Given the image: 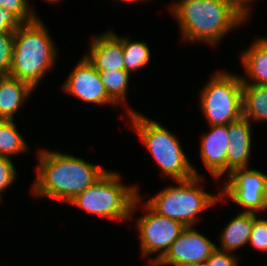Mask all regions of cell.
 Listing matches in <instances>:
<instances>
[{"label":"cell","mask_w":267,"mask_h":266,"mask_svg":"<svg viewBox=\"0 0 267 266\" xmlns=\"http://www.w3.org/2000/svg\"><path fill=\"white\" fill-rule=\"evenodd\" d=\"M16 177L17 173L12 160L8 157H0V200H2L1 193L16 180Z\"/></svg>","instance_id":"obj_25"},{"label":"cell","mask_w":267,"mask_h":266,"mask_svg":"<svg viewBox=\"0 0 267 266\" xmlns=\"http://www.w3.org/2000/svg\"><path fill=\"white\" fill-rule=\"evenodd\" d=\"M124 53V70L136 72L140 68L147 67L150 61V49L143 41H130L128 37H122Z\"/></svg>","instance_id":"obj_20"},{"label":"cell","mask_w":267,"mask_h":266,"mask_svg":"<svg viewBox=\"0 0 267 266\" xmlns=\"http://www.w3.org/2000/svg\"><path fill=\"white\" fill-rule=\"evenodd\" d=\"M89 50L85 57L97 70H124L121 36L112 31L95 36L91 39Z\"/></svg>","instance_id":"obj_13"},{"label":"cell","mask_w":267,"mask_h":266,"mask_svg":"<svg viewBox=\"0 0 267 266\" xmlns=\"http://www.w3.org/2000/svg\"><path fill=\"white\" fill-rule=\"evenodd\" d=\"M243 117L249 121H267V85H242Z\"/></svg>","instance_id":"obj_18"},{"label":"cell","mask_w":267,"mask_h":266,"mask_svg":"<svg viewBox=\"0 0 267 266\" xmlns=\"http://www.w3.org/2000/svg\"><path fill=\"white\" fill-rule=\"evenodd\" d=\"M203 177L177 181L178 185L169 186L157 193L146 203L158 215L181 222L185 227L194 226L199 221V212L215 205L223 197L206 193L199 184ZM200 181V183H199Z\"/></svg>","instance_id":"obj_6"},{"label":"cell","mask_w":267,"mask_h":266,"mask_svg":"<svg viewBox=\"0 0 267 266\" xmlns=\"http://www.w3.org/2000/svg\"><path fill=\"white\" fill-rule=\"evenodd\" d=\"M22 24L15 14L0 7V33H14Z\"/></svg>","instance_id":"obj_26"},{"label":"cell","mask_w":267,"mask_h":266,"mask_svg":"<svg viewBox=\"0 0 267 266\" xmlns=\"http://www.w3.org/2000/svg\"><path fill=\"white\" fill-rule=\"evenodd\" d=\"M39 17L14 31L12 65L9 75L34 89L55 64L57 49Z\"/></svg>","instance_id":"obj_3"},{"label":"cell","mask_w":267,"mask_h":266,"mask_svg":"<svg viewBox=\"0 0 267 266\" xmlns=\"http://www.w3.org/2000/svg\"><path fill=\"white\" fill-rule=\"evenodd\" d=\"M117 172L106 171L93 185L79 193L70 205H76L95 215L115 220L132 218L137 204L142 203L137 186L120 183Z\"/></svg>","instance_id":"obj_5"},{"label":"cell","mask_w":267,"mask_h":266,"mask_svg":"<svg viewBox=\"0 0 267 266\" xmlns=\"http://www.w3.org/2000/svg\"><path fill=\"white\" fill-rule=\"evenodd\" d=\"M108 96L116 103L126 100L130 73L125 70H98Z\"/></svg>","instance_id":"obj_21"},{"label":"cell","mask_w":267,"mask_h":266,"mask_svg":"<svg viewBox=\"0 0 267 266\" xmlns=\"http://www.w3.org/2000/svg\"><path fill=\"white\" fill-rule=\"evenodd\" d=\"M28 149L13 120H0V157L21 154Z\"/></svg>","instance_id":"obj_19"},{"label":"cell","mask_w":267,"mask_h":266,"mask_svg":"<svg viewBox=\"0 0 267 266\" xmlns=\"http://www.w3.org/2000/svg\"><path fill=\"white\" fill-rule=\"evenodd\" d=\"M38 160L37 177L32 186L34 196L68 203L107 171L82 158L56 151L41 150Z\"/></svg>","instance_id":"obj_1"},{"label":"cell","mask_w":267,"mask_h":266,"mask_svg":"<svg viewBox=\"0 0 267 266\" xmlns=\"http://www.w3.org/2000/svg\"><path fill=\"white\" fill-rule=\"evenodd\" d=\"M256 213L241 212L236 215L223 229L220 235L221 248L216 249L232 253L249 242Z\"/></svg>","instance_id":"obj_17"},{"label":"cell","mask_w":267,"mask_h":266,"mask_svg":"<svg viewBox=\"0 0 267 266\" xmlns=\"http://www.w3.org/2000/svg\"><path fill=\"white\" fill-rule=\"evenodd\" d=\"M35 89L10 75L0 76V120H13L14 115Z\"/></svg>","instance_id":"obj_15"},{"label":"cell","mask_w":267,"mask_h":266,"mask_svg":"<svg viewBox=\"0 0 267 266\" xmlns=\"http://www.w3.org/2000/svg\"><path fill=\"white\" fill-rule=\"evenodd\" d=\"M45 1H48V2H54V3H57V2H60L61 0H45Z\"/></svg>","instance_id":"obj_31"},{"label":"cell","mask_w":267,"mask_h":266,"mask_svg":"<svg viewBox=\"0 0 267 266\" xmlns=\"http://www.w3.org/2000/svg\"><path fill=\"white\" fill-rule=\"evenodd\" d=\"M208 81L200 92V106L208 125H227L242 118L241 77L233 73L217 72Z\"/></svg>","instance_id":"obj_7"},{"label":"cell","mask_w":267,"mask_h":266,"mask_svg":"<svg viewBox=\"0 0 267 266\" xmlns=\"http://www.w3.org/2000/svg\"><path fill=\"white\" fill-rule=\"evenodd\" d=\"M211 131L201 139V159L215 179L227 173V148L229 133L227 125L209 126Z\"/></svg>","instance_id":"obj_12"},{"label":"cell","mask_w":267,"mask_h":266,"mask_svg":"<svg viewBox=\"0 0 267 266\" xmlns=\"http://www.w3.org/2000/svg\"><path fill=\"white\" fill-rule=\"evenodd\" d=\"M64 92L93 104L117 105L107 94L98 70L84 56L62 84Z\"/></svg>","instance_id":"obj_11"},{"label":"cell","mask_w":267,"mask_h":266,"mask_svg":"<svg viewBox=\"0 0 267 266\" xmlns=\"http://www.w3.org/2000/svg\"><path fill=\"white\" fill-rule=\"evenodd\" d=\"M248 243L255 249L267 252V219H254Z\"/></svg>","instance_id":"obj_24"},{"label":"cell","mask_w":267,"mask_h":266,"mask_svg":"<svg viewBox=\"0 0 267 266\" xmlns=\"http://www.w3.org/2000/svg\"><path fill=\"white\" fill-rule=\"evenodd\" d=\"M229 145L227 148V173L236 168H246L249 164L252 143L251 122L242 117L227 124Z\"/></svg>","instance_id":"obj_14"},{"label":"cell","mask_w":267,"mask_h":266,"mask_svg":"<svg viewBox=\"0 0 267 266\" xmlns=\"http://www.w3.org/2000/svg\"><path fill=\"white\" fill-rule=\"evenodd\" d=\"M220 196H228L242 206L245 212L267 210V175L255 169L236 168L227 174Z\"/></svg>","instance_id":"obj_8"},{"label":"cell","mask_w":267,"mask_h":266,"mask_svg":"<svg viewBox=\"0 0 267 266\" xmlns=\"http://www.w3.org/2000/svg\"><path fill=\"white\" fill-rule=\"evenodd\" d=\"M14 33H0V76L9 75L12 65Z\"/></svg>","instance_id":"obj_23"},{"label":"cell","mask_w":267,"mask_h":266,"mask_svg":"<svg viewBox=\"0 0 267 266\" xmlns=\"http://www.w3.org/2000/svg\"><path fill=\"white\" fill-rule=\"evenodd\" d=\"M147 213L137 218V229L140 236V249L142 256L148 257L153 253L157 257L152 260L156 263L169 250L171 244L177 239L185 226L174 219L158 215L146 203Z\"/></svg>","instance_id":"obj_9"},{"label":"cell","mask_w":267,"mask_h":266,"mask_svg":"<svg viewBox=\"0 0 267 266\" xmlns=\"http://www.w3.org/2000/svg\"><path fill=\"white\" fill-rule=\"evenodd\" d=\"M182 266H204L203 264L202 265H197V264H186V265H182Z\"/></svg>","instance_id":"obj_30"},{"label":"cell","mask_w":267,"mask_h":266,"mask_svg":"<svg viewBox=\"0 0 267 266\" xmlns=\"http://www.w3.org/2000/svg\"><path fill=\"white\" fill-rule=\"evenodd\" d=\"M216 245L206 236L197 232L194 227L183 229L177 239L171 244L169 250L156 263L151 266L172 265L182 266L186 264L202 265L216 250Z\"/></svg>","instance_id":"obj_10"},{"label":"cell","mask_w":267,"mask_h":266,"mask_svg":"<svg viewBox=\"0 0 267 266\" xmlns=\"http://www.w3.org/2000/svg\"><path fill=\"white\" fill-rule=\"evenodd\" d=\"M241 55L243 67L253 81L241 76L243 84L267 85V38L254 39Z\"/></svg>","instance_id":"obj_16"},{"label":"cell","mask_w":267,"mask_h":266,"mask_svg":"<svg viewBox=\"0 0 267 266\" xmlns=\"http://www.w3.org/2000/svg\"><path fill=\"white\" fill-rule=\"evenodd\" d=\"M119 1H123V2H126V3H135L136 1H139V0H119ZM140 1H146V0H140Z\"/></svg>","instance_id":"obj_29"},{"label":"cell","mask_w":267,"mask_h":266,"mask_svg":"<svg viewBox=\"0 0 267 266\" xmlns=\"http://www.w3.org/2000/svg\"><path fill=\"white\" fill-rule=\"evenodd\" d=\"M204 266H238V260L231 253L216 249L204 262Z\"/></svg>","instance_id":"obj_27"},{"label":"cell","mask_w":267,"mask_h":266,"mask_svg":"<svg viewBox=\"0 0 267 266\" xmlns=\"http://www.w3.org/2000/svg\"><path fill=\"white\" fill-rule=\"evenodd\" d=\"M230 4L245 20L249 17V3L253 0H219ZM248 16V17H247Z\"/></svg>","instance_id":"obj_28"},{"label":"cell","mask_w":267,"mask_h":266,"mask_svg":"<svg viewBox=\"0 0 267 266\" xmlns=\"http://www.w3.org/2000/svg\"><path fill=\"white\" fill-rule=\"evenodd\" d=\"M129 119L139 138L151 153L162 173L174 181H184L200 176L189 163V159L178 138L154 120H149L135 110L127 108Z\"/></svg>","instance_id":"obj_4"},{"label":"cell","mask_w":267,"mask_h":266,"mask_svg":"<svg viewBox=\"0 0 267 266\" xmlns=\"http://www.w3.org/2000/svg\"><path fill=\"white\" fill-rule=\"evenodd\" d=\"M171 10L183 40L212 46L245 21L230 4L219 0H181Z\"/></svg>","instance_id":"obj_2"},{"label":"cell","mask_w":267,"mask_h":266,"mask_svg":"<svg viewBox=\"0 0 267 266\" xmlns=\"http://www.w3.org/2000/svg\"><path fill=\"white\" fill-rule=\"evenodd\" d=\"M29 6V0H0V7L11 11L23 23L32 22L38 18L33 8Z\"/></svg>","instance_id":"obj_22"}]
</instances>
